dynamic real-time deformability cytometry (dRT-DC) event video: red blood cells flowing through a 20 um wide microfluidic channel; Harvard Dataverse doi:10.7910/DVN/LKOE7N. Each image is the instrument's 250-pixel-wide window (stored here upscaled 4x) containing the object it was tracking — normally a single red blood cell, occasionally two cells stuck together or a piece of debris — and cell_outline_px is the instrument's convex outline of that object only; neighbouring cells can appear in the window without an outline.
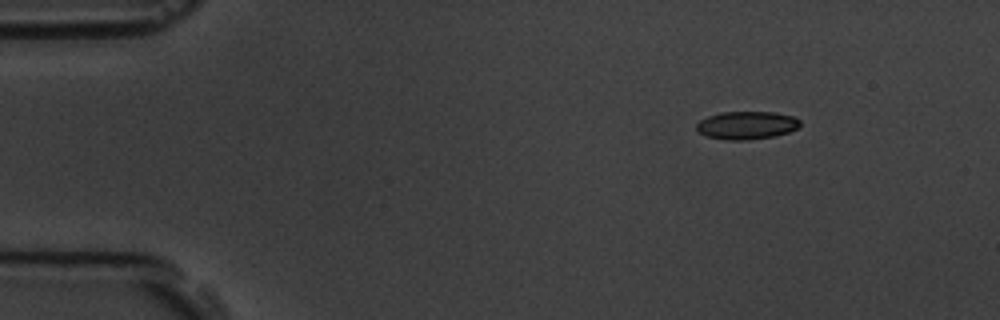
{"species": "common noctule bat (a hibernating species)", "species_latin": "Nyctalus noctula", "temperature_condition": "room temperature", "stored_images_in_passage": 8, "camera_frame_rate_fps": 3000, "um_per_image_px": 0.085, "animal": {"sex": "male", "body_mass_g": 19.5, "forearm_length_mm": 54.6}, "frame": {"image": 1, "passage_image": 1, "time_ms": 0.0, "image_size_px": [1000, 320], "cell_outline_px": [[800, 128], [776, 136], [748, 140], [724, 140], [708, 136], [700, 132], [696, 128], [696, 124], [700, 120], [708, 116], [720, 112], [776, 112], [792, 116], [800, 120]], "centroid_in_image_um": [63.49, 10.65], "position_along_channel_um": 21.5, "area_um2": 16.99}}
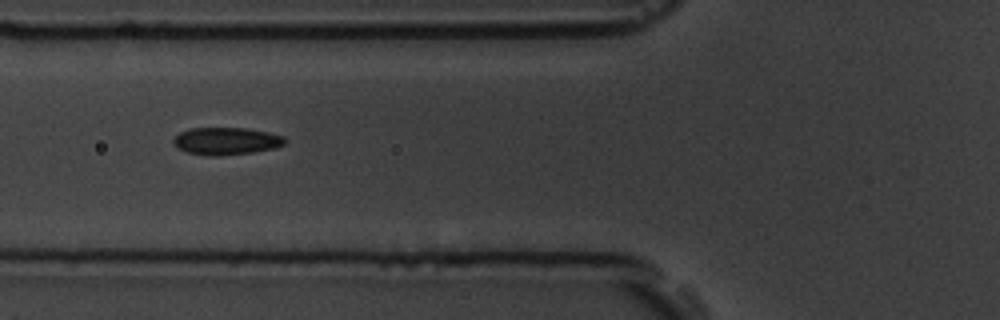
{"frame": {"image": 2, "passage_image": 5, "time_ms": 4.667, "image_size_px": [1000, 320], "cell_outline_px": [[288, 140], [284, 144], [276, 148], [252, 152], [220, 156], [204, 156], [188, 152], [172, 144], [172, 140], [180, 132], [188, 128], [244, 128], [268, 132], [284, 136]], "centroid_in_image_um": [19.24, 11.99], "position_along_channel_um": 106.6, "area_um2": 17.92}}
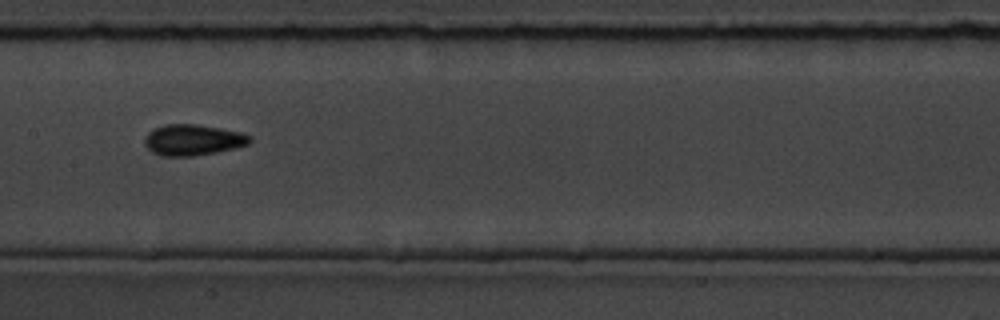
{"frame": {"image": 3, "passage_image": 7, "time_ms": 7.0, "image_size_px": [1000, 320], "cell_outline_px": [[252, 140], [248, 144], [236, 148], [216, 152], [192, 156], [160, 156], [152, 152], [144, 144], [144, 136], [148, 132], [164, 124], [196, 124], [220, 128], [240, 132], [252, 136]], "centroid_in_image_um": [16.39, 11.89], "position_along_channel_um": 191.0, "area_um2": 19.07}}